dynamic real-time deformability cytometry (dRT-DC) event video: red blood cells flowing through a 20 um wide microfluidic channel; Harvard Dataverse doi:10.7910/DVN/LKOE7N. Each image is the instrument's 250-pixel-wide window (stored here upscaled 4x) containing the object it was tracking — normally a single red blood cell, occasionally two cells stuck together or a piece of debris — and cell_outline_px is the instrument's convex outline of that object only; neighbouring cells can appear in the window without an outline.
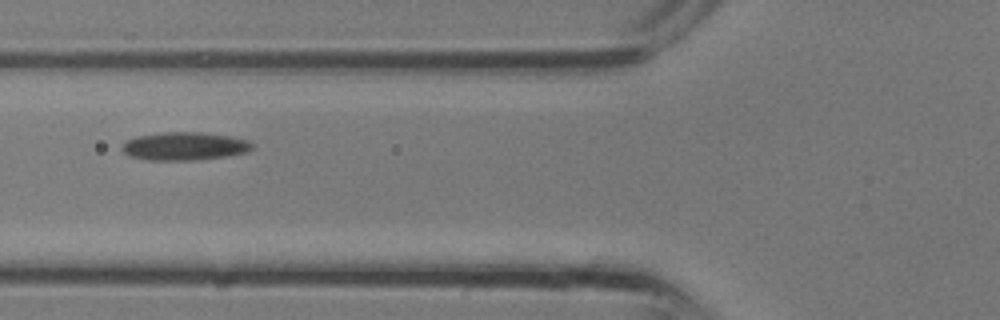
{"species": "common noctule bat (a hibernating species)", "species_latin": "Nyctalus noctula", "temperature_condition": "room temperature", "stored_images_in_passage": 4, "camera_frame_rate_fps": 3000, "um_per_image_px": 0.085, "animal": {"sex": "male", "body_mass_g": 13.3}, "frame": {"image": 1, "passage_image": 4, "time_ms": 1.0, "image_size_px": [1000, 320], "cell_outline_px": [[252, 148], [244, 152], [224, 156], [196, 160], [148, 160], [128, 156], [120, 148], [128, 140], [136, 136], [164, 132], [200, 132], [228, 136], [248, 140], [252, 144]], "centroid_in_image_um": [15.63, 12.42], "position_along_channel_um": 110.2, "area_um2": 21.1}}